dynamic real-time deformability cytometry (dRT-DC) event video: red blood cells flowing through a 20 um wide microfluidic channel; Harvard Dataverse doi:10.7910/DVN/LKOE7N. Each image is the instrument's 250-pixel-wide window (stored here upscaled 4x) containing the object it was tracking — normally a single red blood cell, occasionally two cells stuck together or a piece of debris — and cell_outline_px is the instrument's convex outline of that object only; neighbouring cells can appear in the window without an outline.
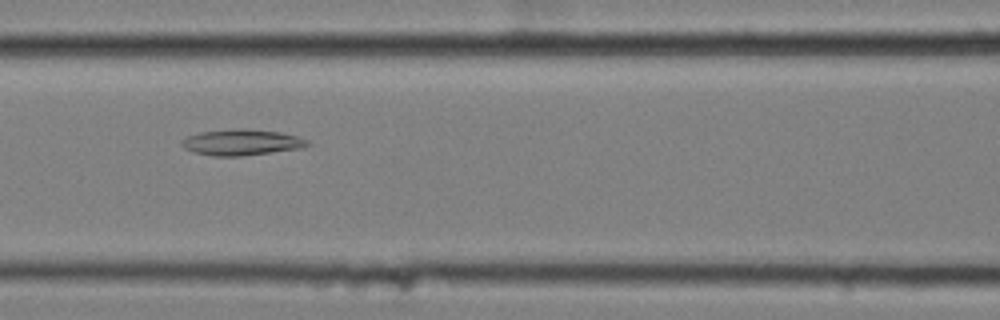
{"species": "common noctule bat (a hibernating species)", "species_latin": "Nyctalus noctula", "temperature_condition": "cold", "stored_images_in_passage": 7, "camera_frame_rate_fps": 3000, "um_per_image_px": 0.085, "animal": {"sex": "female", "body_mass_g": 25.1}, "frame": {"image": 1, "passage_image": 7, "time_ms": 2.0, "image_size_px": [1000, 320], "cell_outline_px": [[312, 144], [300, 148], [240, 156], [212, 156], [192, 152], [184, 148], [180, 144], [180, 140], [188, 136], [200, 132], [240, 128], [244, 128], [280, 132], [296, 136], [308, 140]], "centroid_in_image_um": [20.5, 12.09], "position_along_channel_um": 146.1, "area_um2": 19.02}}